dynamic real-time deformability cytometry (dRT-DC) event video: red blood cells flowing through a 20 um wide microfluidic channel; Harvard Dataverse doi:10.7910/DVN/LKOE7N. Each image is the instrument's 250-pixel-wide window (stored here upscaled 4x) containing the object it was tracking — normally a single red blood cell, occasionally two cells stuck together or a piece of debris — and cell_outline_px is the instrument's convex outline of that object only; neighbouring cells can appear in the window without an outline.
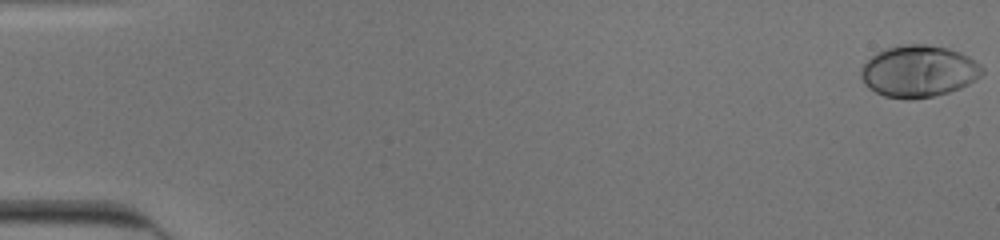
{"species": "human", "species_latin": "Homo sapiens", "temperature_condition": "cold", "stored_images_in_passage": 48, "camera_frame_rate_fps": 3000, "um_per_image_px": 0.085, "donor": {"sex": "male"}, "frame": {"image": 1, "passage_image": 1, "time_ms": 0.0, "image_size_px": [1000, 240], "cell_outline_px": [[984, 72], [976, 80], [960, 88], [948, 92], [932, 96], [912, 100], [884, 96], [876, 92], [864, 84], [860, 76], [860, 72], [864, 64], [876, 52], [884, 48], [900, 44], [924, 44], [948, 48], [960, 52], [968, 56], [980, 64], [984, 68]], "centroid_in_image_um": [78.08, 6.05], "position_along_channel_um": 6.9, "area_um2": 36.76}}
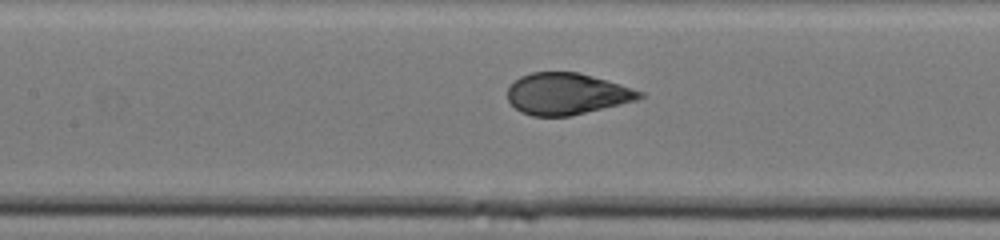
{"frame": {"image": 2, "passage_image": 26, "time_ms": 8.333, "image_size_px": [1000, 240], "cell_outline_px": [[644, 96], [636, 100], [620, 104], [568, 116], [532, 116], [520, 112], [508, 100], [508, 88], [520, 76], [532, 72], [580, 72], [620, 84], [644, 92]], "centroid_in_image_um": [48.17, 7.97], "position_along_channel_um": 159.2, "area_um2": 31.73}}
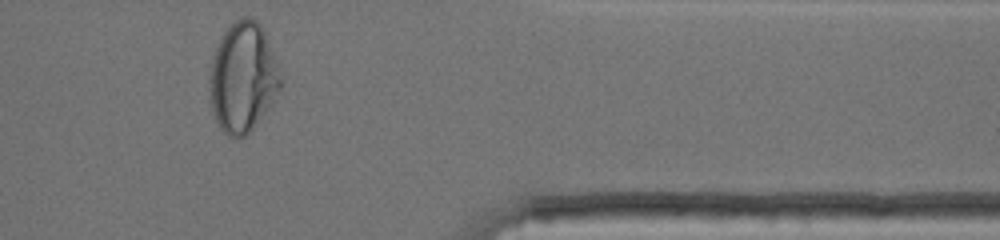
{"frame": {"image": 3, "passage_image": 45, "time_ms": 14.667, "image_size_px": [1000, 240], "cell_outline_px": [[284, 84], [272, 104], [256, 124], [240, 140], [228, 136], [220, 128], [216, 120], [212, 108], [208, 88], [208, 80], [212, 60], [216, 48], [224, 32], [236, 20], [244, 16], [252, 16], [260, 24], [264, 32], [280, 68]], "centroid_in_image_um": [20.67, 6.6], "position_along_channel_um": 390.7, "area_um2": 45.84}, "authors_computed_cell_mechanics": {"area_um2": 33.813, "velocity_mm_per_s": 3.9251, "shape_relaxation_time_tau1_ms": 5.7156, "shape_relaxation_time_tau2_ms": null, "deformation_change_tau1": 0.2263, "deformation_change_tau2": null}}